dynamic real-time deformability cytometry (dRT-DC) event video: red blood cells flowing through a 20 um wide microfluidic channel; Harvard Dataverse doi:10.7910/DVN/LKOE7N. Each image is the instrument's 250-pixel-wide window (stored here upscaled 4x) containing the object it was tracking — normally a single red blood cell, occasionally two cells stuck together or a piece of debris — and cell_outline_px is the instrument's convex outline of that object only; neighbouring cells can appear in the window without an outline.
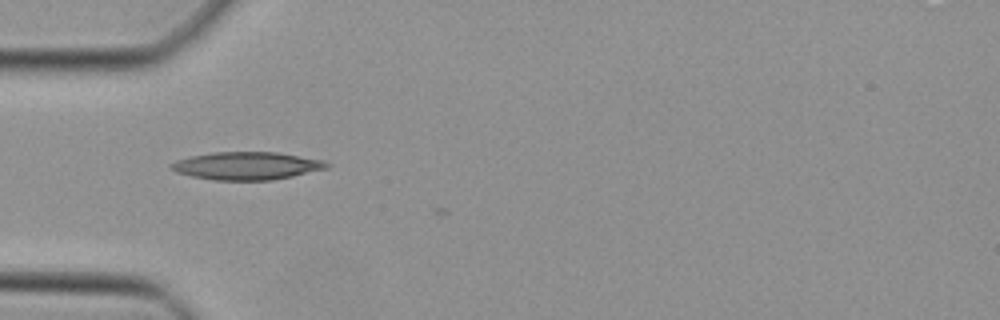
{"species": "Egyptian fruit bat (a non-hibernating species)", "species_latin": "Rousettus aegyptiacus", "temperature_condition": "cold", "stored_images_in_passage": 2, "camera_frame_rate_fps": 3000, "um_per_image_px": 0.085, "animal": {"sex": "female"}, "frame": {"image": 1, "passage_image": 1, "time_ms": 0.0, "image_size_px": [1000, 320], "cell_outline_px": [[332, 164], [328, 168], [292, 176], [272, 180], [216, 180], [192, 176], [176, 172], [168, 164], [176, 160], [192, 156], [212, 152], [280, 152], [324, 160]], "centroid_in_image_um": [21.02, 14.08], "position_along_channel_um": 64.0, "area_um2": 25.26}}